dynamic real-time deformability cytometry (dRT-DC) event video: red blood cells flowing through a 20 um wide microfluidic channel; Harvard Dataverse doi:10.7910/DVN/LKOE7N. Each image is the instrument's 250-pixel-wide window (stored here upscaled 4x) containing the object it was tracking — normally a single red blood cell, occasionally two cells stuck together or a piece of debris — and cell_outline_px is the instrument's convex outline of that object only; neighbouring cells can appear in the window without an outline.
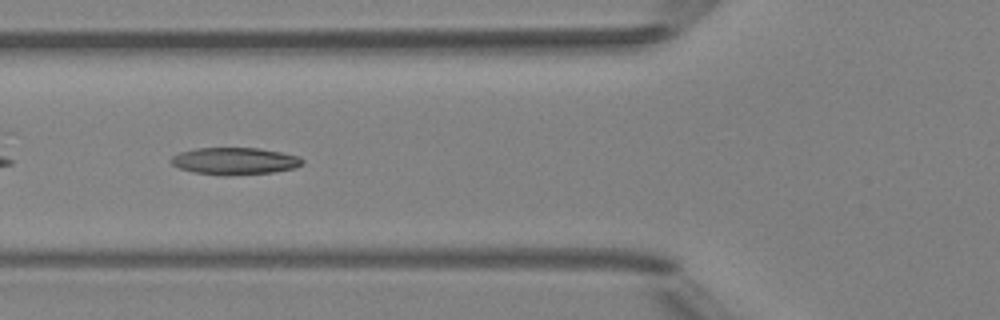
{"species": "Egyptian fruit bat (a non-hibernating species)", "species_latin": "Rousettus aegyptiacus", "temperature_condition": "room temperature", "stored_images_in_passage": 6, "camera_frame_rate_fps": 3000, "um_per_image_px": 0.085, "animal": {"sex": "female"}, "frame": {"image": 1, "passage_image": 6, "time_ms": 5.667, "image_size_px": [1000, 320], "cell_outline_px": [[304, 164], [292, 168], [272, 172], [228, 176], [220, 176], [192, 172], [180, 168], [172, 164], [168, 160], [172, 156], [180, 152], [196, 148], [260, 148], [300, 156], [304, 160]], "centroid_in_image_um": [19.93, 13.69], "position_along_channel_um": 105.9, "area_um2": 20.92}}